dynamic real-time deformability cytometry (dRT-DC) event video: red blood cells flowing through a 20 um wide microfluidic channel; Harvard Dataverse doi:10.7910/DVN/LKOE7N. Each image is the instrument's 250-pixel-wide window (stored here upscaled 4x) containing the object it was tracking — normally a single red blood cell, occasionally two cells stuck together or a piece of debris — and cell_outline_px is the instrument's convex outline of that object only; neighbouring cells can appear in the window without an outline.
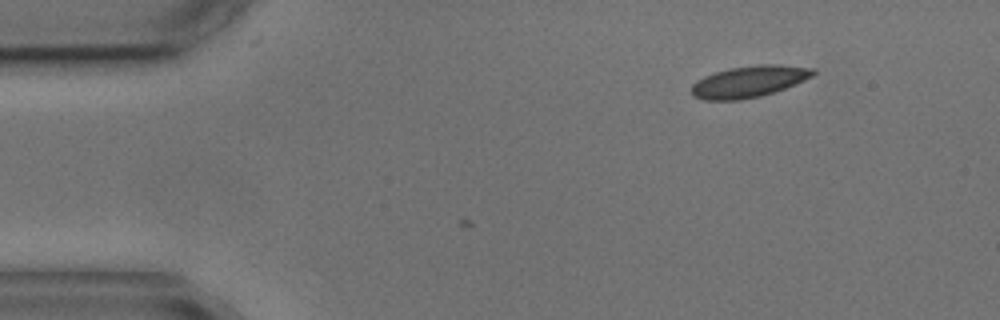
{"species": "common noctule bat (a hibernating species)", "species_latin": "Nyctalus noctula", "temperature_condition": "cold", "stored_images_in_passage": 3, "camera_frame_rate_fps": 3000, "um_per_image_px": 0.085, "animal": {"sex": "male", "body_mass_g": 17.9, "forearm_length_mm": 54.2}, "frame": {"image": 1, "passage_image": 3, "time_ms": 3.0, "image_size_px": [1000, 320], "cell_outline_px": [[816, 72], [812, 76], [796, 84], [760, 96], [740, 100], [704, 100], [692, 96], [692, 84], [696, 80], [704, 76], [716, 72], [732, 68], [760, 64], [776, 64], [816, 68]], "centroid_in_image_um": [63.66, 6.93], "position_along_channel_um": 21.3, "area_um2": 22.25}}